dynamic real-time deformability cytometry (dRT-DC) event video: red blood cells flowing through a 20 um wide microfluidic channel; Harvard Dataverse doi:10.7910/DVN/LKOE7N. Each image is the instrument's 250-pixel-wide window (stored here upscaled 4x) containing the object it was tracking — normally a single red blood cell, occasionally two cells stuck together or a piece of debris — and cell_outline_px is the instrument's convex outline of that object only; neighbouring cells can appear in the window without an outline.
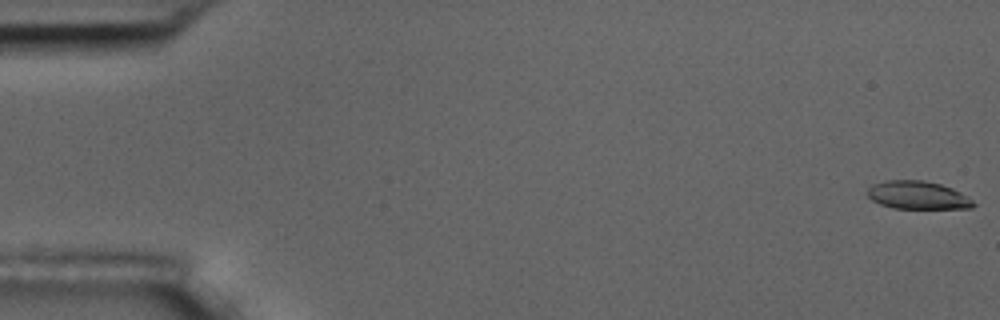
{"species": "common noctule bat (a hibernating species)", "species_latin": "Nyctalus noctula", "temperature_condition": "room temperature", "stored_images_in_passage": 7, "camera_frame_rate_fps": 3000, "um_per_image_px": 0.085, "animal": {"sex": "male", "body_mass_g": 17.5, "forearm_length_mm": 52.3}, "frame": {"image": 1, "passage_image": 1, "time_ms": 0.0, "image_size_px": [1000, 320], "cell_outline_px": [[976, 204], [972, 208], [892, 208], [880, 204], [872, 200], [864, 192], [872, 184], [888, 180], [924, 180], [940, 184], [952, 188], [960, 192], [972, 200]], "centroid_in_image_um": [77.96, 16.58], "position_along_channel_um": 7.0, "area_um2": 17.34}}
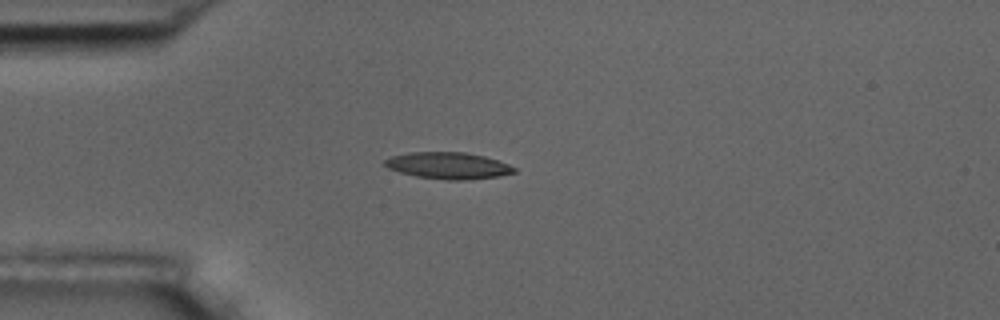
{"frame": {"image": 2, "passage_image": 5, "time_ms": 4.667, "image_size_px": [1000, 320], "cell_outline_px": [[516, 172], [500, 176], [468, 180], [448, 180], [416, 176], [400, 172], [388, 168], [384, 164], [384, 160], [392, 156], [408, 152], [464, 152], [484, 156], [508, 164], [516, 168]], "centroid_in_image_um": [38.1, 14.08], "position_along_channel_um": 46.9, "area_um2": 20.06}}